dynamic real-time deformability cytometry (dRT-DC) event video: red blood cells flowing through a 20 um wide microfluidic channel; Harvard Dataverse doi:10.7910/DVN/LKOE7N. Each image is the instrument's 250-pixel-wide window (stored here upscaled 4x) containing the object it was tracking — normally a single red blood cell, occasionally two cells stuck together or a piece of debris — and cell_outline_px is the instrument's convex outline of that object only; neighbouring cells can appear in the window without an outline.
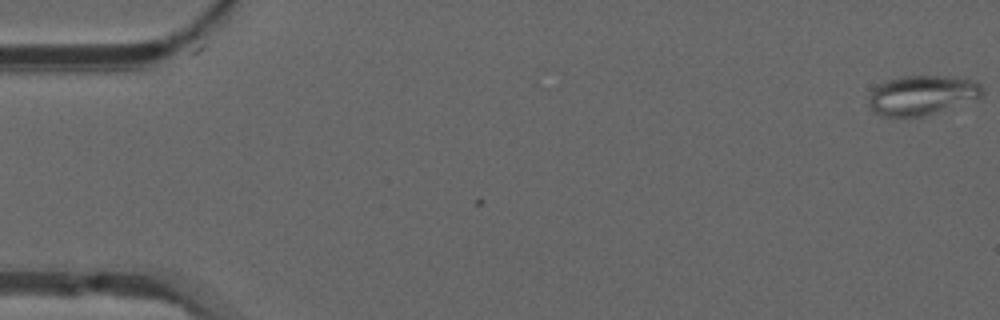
{"species": "common noctule bat (a hibernating species)", "species_latin": "Nyctalus noctula", "temperature_condition": "warm", "stored_images_in_passage": 4, "camera_frame_rate_fps": 3000, "um_per_image_px": 0.085, "animal": {"sex": "male", "forearm_length_mm": 52.5}, "frame": {"image": 1, "passage_image": 1, "time_ms": 0.0, "image_size_px": [1000, 320], "cell_outline_px": [[984, 92], [980, 96], [928, 116], [884, 116], [868, 108], [868, 96], [876, 84], [884, 80], [900, 76], [956, 76], [976, 80], [984, 88]], "centroid_in_image_um": [78.33, 8.06], "position_along_channel_um": 6.7, "area_um2": 26.53}}